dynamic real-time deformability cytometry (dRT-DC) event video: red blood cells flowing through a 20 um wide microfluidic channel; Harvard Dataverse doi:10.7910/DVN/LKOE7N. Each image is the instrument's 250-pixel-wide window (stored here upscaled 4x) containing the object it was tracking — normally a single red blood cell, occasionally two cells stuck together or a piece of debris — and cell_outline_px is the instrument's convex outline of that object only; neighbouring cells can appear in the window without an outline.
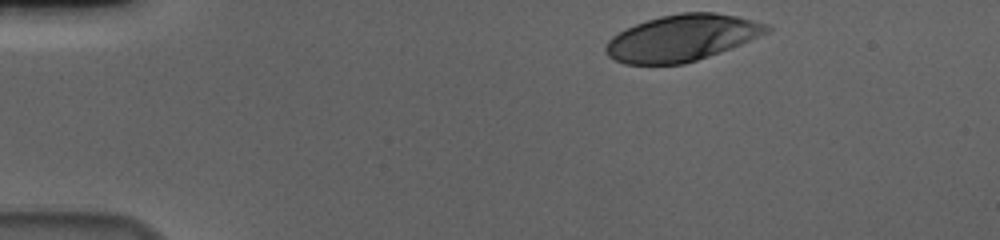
{"species": "human", "species_latin": "Homo sapiens", "temperature_condition": "cold", "stored_images_in_passage": 39, "camera_frame_rate_fps": 3000, "um_per_image_px": 0.085, "donor": {"sex": "male"}, "frame": {"image": 1, "passage_image": 1, "time_ms": 0.0, "image_size_px": [1000, 240], "cell_outline_px": [[772, 28], [768, 32], [740, 44], [708, 56], [684, 64], [624, 64], [608, 56], [604, 52], [604, 48], [608, 40], [612, 36], [636, 24], [660, 16], [680, 12], [712, 12], [736, 16], [768, 24]], "centroid_in_image_um": [57.94, 3.22], "position_along_channel_um": 27.1, "area_um2": 43.12}}
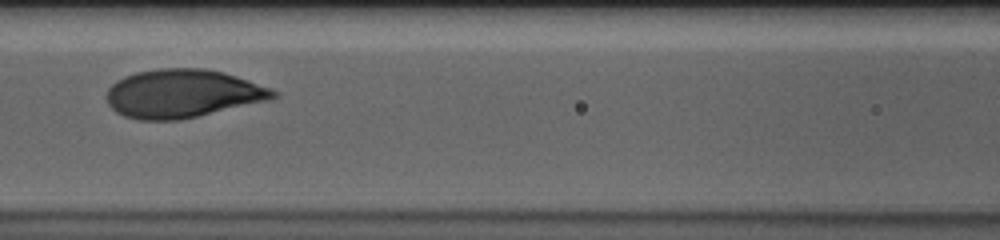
{"frame": {"image": 2, "passage_image": 18, "time_ms": 5.667, "image_size_px": [1000, 240], "cell_outline_px": [[280, 96], [268, 100], [180, 120], [140, 120], [124, 116], [116, 112], [108, 104], [104, 96], [108, 88], [116, 80], [124, 76], [136, 72], [160, 68], [204, 68], [224, 72], [272, 88], [280, 92]], "centroid_in_image_um": [15.51, 7.95], "position_along_channel_um": 151.1, "area_um2": 47.22}}
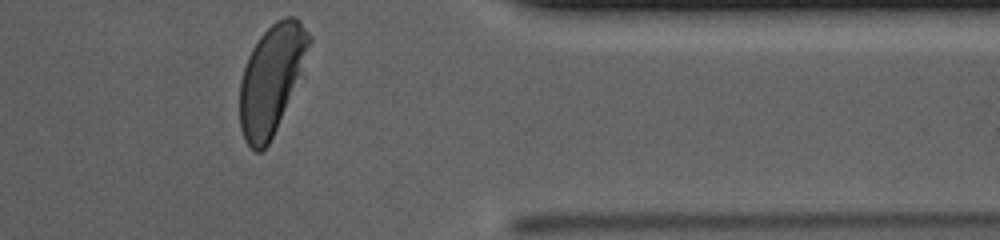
{"frame": {"image": 3, "passage_image": 39, "time_ms": 12.667, "image_size_px": [1000, 240], "cell_outline_px": [[312, 40], [276, 128], [268, 144], [260, 152], [256, 152], [244, 140], [240, 128], [240, 80], [248, 56], [252, 48], [260, 36], [276, 20], [284, 16], [292, 16], [300, 20], [312, 36]], "centroid_in_image_um": [23.03, 6.68], "position_along_channel_um": 388.4, "area_um2": 42.66}, "authors_computed_cell_mechanics": {"area_um2": 46.2978, "velocity_mm_per_s": 3.5894, "shape_relaxation_time_tau1_ms": 2.7598, "shape_relaxation_time_tau2_ms": null, "deformation_change_tau1": 0.1709, "deformation_change_tau2": null}}